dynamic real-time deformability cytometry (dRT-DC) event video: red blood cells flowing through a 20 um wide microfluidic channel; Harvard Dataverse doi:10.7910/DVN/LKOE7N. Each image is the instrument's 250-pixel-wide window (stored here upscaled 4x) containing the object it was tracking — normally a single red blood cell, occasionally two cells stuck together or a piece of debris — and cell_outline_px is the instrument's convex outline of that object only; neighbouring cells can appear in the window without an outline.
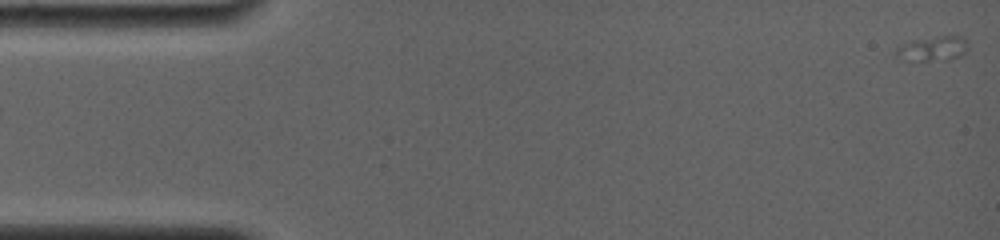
{"species": "common noctule bat (a hibernating species)", "species_latin": "Nyctalus noctula", "temperature_condition": "room temperature", "stored_images_in_passage": 4, "camera_frame_rate_fps": 4000, "um_per_image_px": 0.085, "animal": {"sex": "female", "body_mass_g": 19.0, "forearm_length_mm": 56.7}, "frame": {"image": 1, "passage_image": 1, "time_ms": 0.0, "image_size_px": [1000, 240], "cell_outline_px": [[968, 48], [964, 56], [948, 60], [904, 60], [896, 56], [892, 52], [896, 48], [912, 40], [940, 36], [964, 36], [968, 44]], "centroid_in_image_um": [79.32, 4.14], "position_along_channel_um": 5.7, "area_um2": 10.58}}